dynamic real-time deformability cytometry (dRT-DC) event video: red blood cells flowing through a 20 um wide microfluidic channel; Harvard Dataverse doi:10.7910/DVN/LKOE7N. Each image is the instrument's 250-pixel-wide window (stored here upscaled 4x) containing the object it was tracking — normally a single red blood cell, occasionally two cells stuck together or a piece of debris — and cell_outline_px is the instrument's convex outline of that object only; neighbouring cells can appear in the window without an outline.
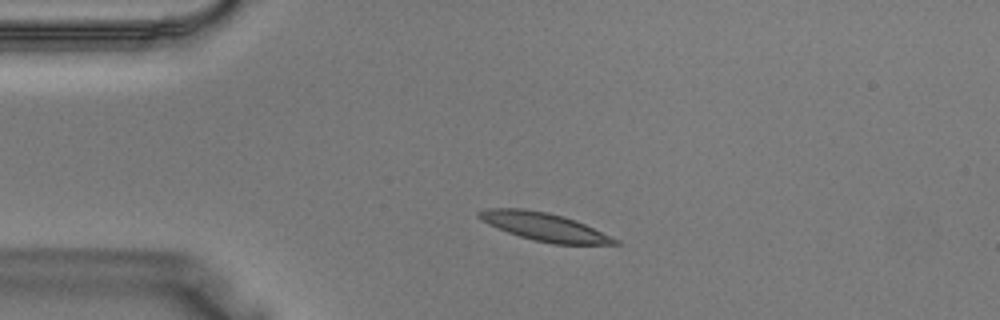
{"species": "Egyptian fruit bat (a non-hibernating species)", "species_latin": "Rousettus aegyptiacus", "temperature_condition": "warm", "stored_images_in_passage": 35, "camera_frame_rate_fps": 3000, "um_per_image_px": 0.085, "animal": {"sex": "male"}, "frame": {"image": 1, "passage_image": 5, "time_ms": 1.333, "image_size_px": [1000, 320], "cell_outline_px": [[620, 244], [552, 244], [532, 240], [496, 228], [480, 220], [476, 216], [476, 212], [488, 208], [524, 208], [548, 212], [564, 216], [576, 220], [620, 240]], "centroid_in_image_um": [46.24, 19.27], "position_along_channel_um": 38.8, "area_um2": 22.43}}
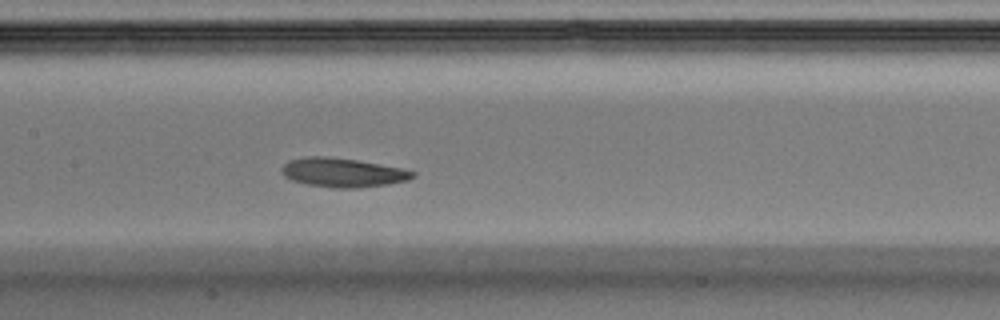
{"frame": {"image": 2, "passage_image": 15, "time_ms": 4.667, "image_size_px": [1000, 320], "cell_outline_px": [[416, 176], [408, 180], [388, 184], [356, 188], [332, 188], [308, 184], [292, 180], [284, 176], [280, 168], [288, 160], [308, 156], [328, 156], [356, 160], [400, 168], [416, 172]], "centroid_in_image_um": [29.11, 14.66], "position_along_channel_um": 178.3, "area_um2": 22.14}}
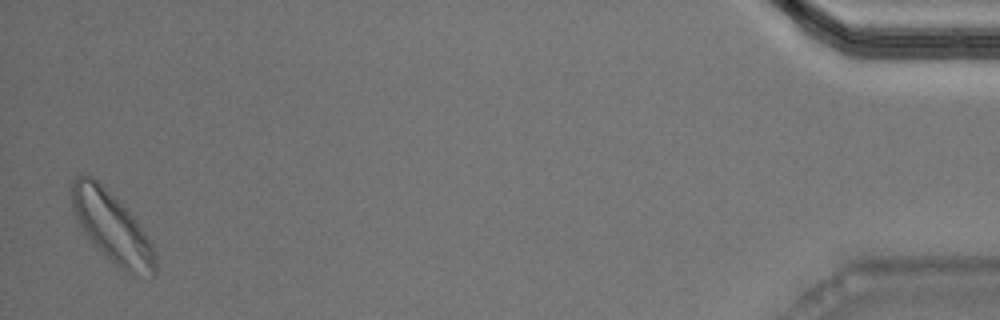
{"frame": {"image": 3, "passage_image": 35, "time_ms": 11.333, "image_size_px": [1000, 320], "cell_outline_px": [[156, 276], [132, 276], [120, 268], [96, 248], [84, 232], [72, 208], [68, 188], [68, 184], [76, 176], [88, 176], [96, 180], [136, 220], [152, 244], [156, 256]], "centroid_in_image_um": [9.5, 19.36], "position_along_channel_um": 425.7, "area_um2": 33.99}}